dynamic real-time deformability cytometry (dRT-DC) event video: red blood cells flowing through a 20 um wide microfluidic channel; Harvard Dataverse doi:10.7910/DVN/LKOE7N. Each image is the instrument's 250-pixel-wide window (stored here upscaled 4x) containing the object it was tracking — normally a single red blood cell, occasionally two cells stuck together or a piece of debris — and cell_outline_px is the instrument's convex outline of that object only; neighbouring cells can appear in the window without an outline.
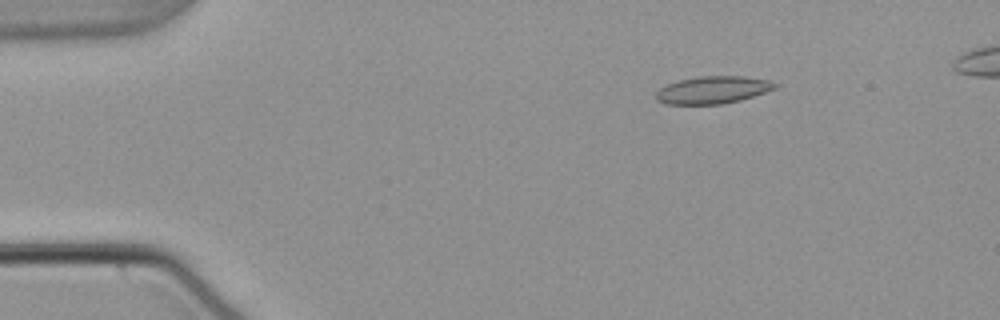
{"species": "common noctule bat (a hibernating species)", "species_latin": "Nyctalus noctula", "temperature_condition": "warm", "stored_images_in_passage": 46, "camera_frame_rate_fps": 3000, "um_per_image_px": 0.085, "animal": {"sex": "male", "body_mass_g": 21.5, "forearm_length_mm": 52.0}, "frame": {"image": 1, "passage_image": 1, "time_ms": 0.0, "image_size_px": [1000, 320], "cell_outline_px": [[780, 84], [776, 88], [740, 100], [720, 104], [664, 104], [656, 100], [656, 92], [660, 88], [668, 84], [680, 80], [700, 76], [744, 76], [768, 80]], "centroid_in_image_um": [60.59, 7.64], "position_along_channel_um": 24.4, "area_um2": 18.9}}
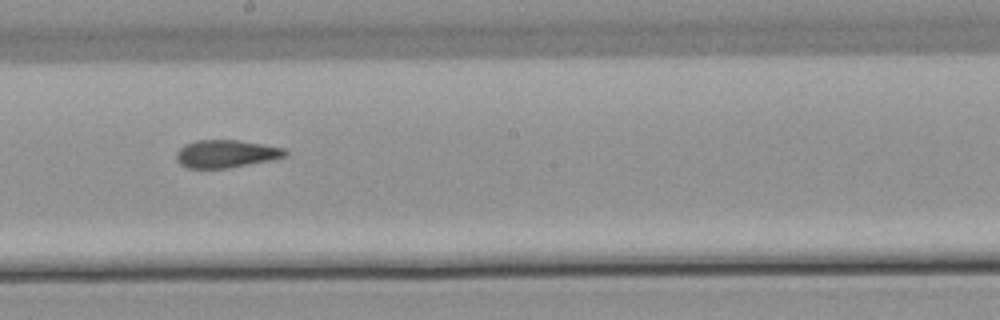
{"frame": {"image": 2, "passage_image": 23, "time_ms": 7.333, "image_size_px": [1000, 320], "cell_outline_px": [[288, 156], [272, 160], [228, 168], [188, 168], [180, 164], [176, 160], [176, 152], [184, 144], [196, 140], [236, 140], [284, 148], [288, 152]], "centroid_in_image_um": [19.2, 13.07], "position_along_channel_um": 229.0, "area_um2": 17.63}}
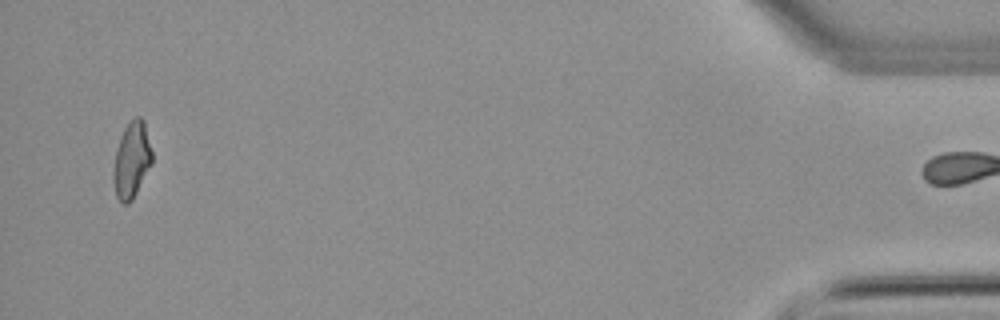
{"frame": {"image": 3, "passage_image": 45, "time_ms": 14.667, "image_size_px": [1000, 320], "cell_outline_px": [[152, 164], [132, 200], [128, 204], [124, 204], [116, 196], [112, 180], [112, 172], [116, 152], [120, 136], [124, 128], [136, 116], [140, 116], [144, 120], [152, 152]], "centroid_in_image_um": [11.19, 13.61], "position_along_channel_um": 424.0, "area_um2": 17.17}, "authors_computed_cell_mechanics": {"area_um2": 17.8313, "velocity_mm_per_s": 3.818, "shape_relaxation_time_tau1_ms": null, "shape_relaxation_time_tau2_ms": 2.1131, "deformation_change_tau1": null, "deformation_change_tau2": 0.1019}}